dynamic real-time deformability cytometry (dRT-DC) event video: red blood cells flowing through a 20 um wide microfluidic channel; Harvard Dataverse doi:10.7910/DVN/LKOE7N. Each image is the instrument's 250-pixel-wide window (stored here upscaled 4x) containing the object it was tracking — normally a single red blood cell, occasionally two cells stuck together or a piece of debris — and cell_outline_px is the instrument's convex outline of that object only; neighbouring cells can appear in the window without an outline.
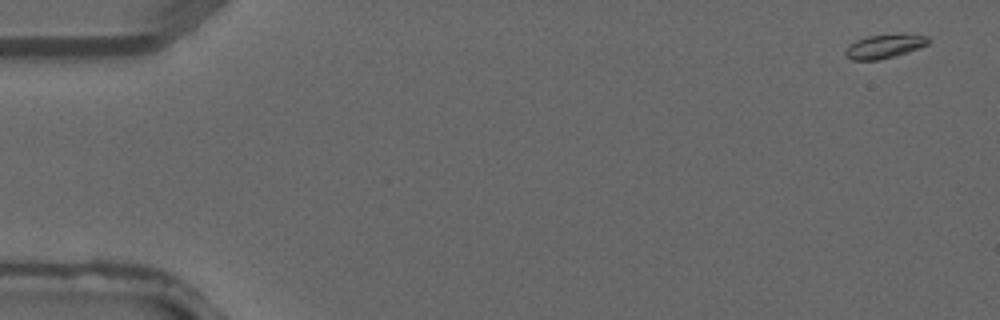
{"species": "common noctule bat (a hibernating species)", "species_latin": "Nyctalus noctula", "temperature_condition": "warm", "stored_images_in_passage": 3, "segment_of_instrument_passage": [2, 2], "camera_frame_rate_fps": 3000, "um_per_image_px": 0.085, "animal": {"sex": "male", "forearm_length_mm": 52.5}, "frame": {"image": 1, "passage_image": 3, "time_ms": 0.667, "image_size_px": [1000, 320], "cell_outline_px": [[928, 44], [880, 60], [852, 60], [844, 52], [856, 40], [868, 36], [928, 36]], "centroid_in_image_um": [75.1, 3.97], "position_along_channel_um": 9.9, "area_um2": 10.52}}